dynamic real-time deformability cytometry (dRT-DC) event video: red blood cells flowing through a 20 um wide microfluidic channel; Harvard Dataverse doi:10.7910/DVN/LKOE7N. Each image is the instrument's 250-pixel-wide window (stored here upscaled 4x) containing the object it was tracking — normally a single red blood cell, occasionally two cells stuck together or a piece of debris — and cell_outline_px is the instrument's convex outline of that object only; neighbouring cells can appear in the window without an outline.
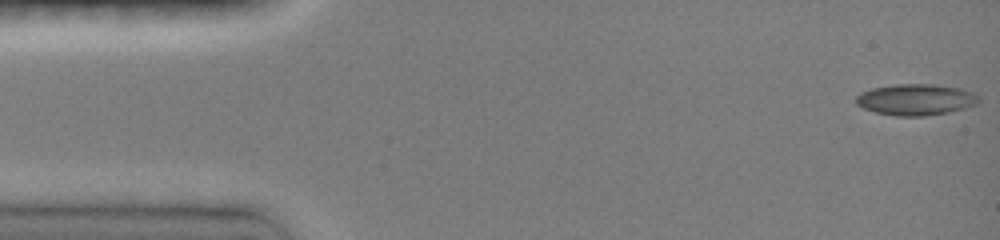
{"species": "common noctule bat (a hibernating species)", "species_latin": "Nyctalus noctula", "temperature_condition": "room temperature", "stored_images_in_passage": 8, "camera_frame_rate_fps": 3000, "um_per_image_px": 0.085, "animal": {"sex": "female", "body_mass_g": 19.0, "forearm_length_mm": 51.5}, "frame": {"image": 1, "passage_image": 1, "time_ms": 0.0, "image_size_px": [1000, 240], "cell_outline_px": [[980, 100], [976, 104], [964, 108], [948, 112], [924, 116], [896, 116], [876, 112], [864, 108], [856, 104], [856, 96], [860, 92], [872, 88], [896, 84], [932, 84], [960, 88], [972, 92], [980, 96]], "centroid_in_image_um": [77.84, 8.46], "position_along_channel_um": 7.2, "area_um2": 22.31}}
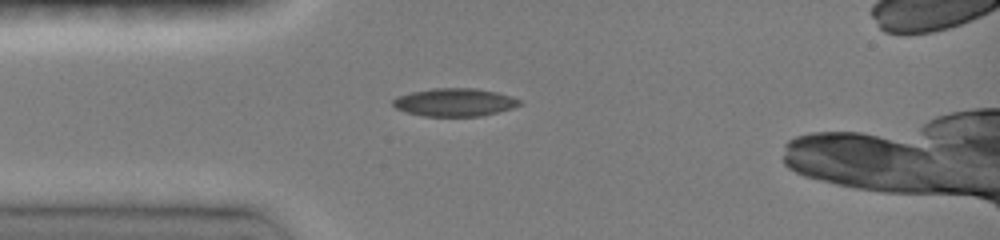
{"frame": {"image": 2, "passage_image": 6, "time_ms": 3.667, "image_size_px": [1000, 240], "cell_outline_px": [[524, 104], [512, 108], [480, 116], [424, 116], [408, 112], [396, 108], [392, 104], [392, 100], [396, 96], [412, 92], [432, 88], [476, 88], [496, 92], [512, 96], [520, 100]], "centroid_in_image_um": [38.65, 8.68], "position_along_channel_um": 46.3, "area_um2": 20.63}}